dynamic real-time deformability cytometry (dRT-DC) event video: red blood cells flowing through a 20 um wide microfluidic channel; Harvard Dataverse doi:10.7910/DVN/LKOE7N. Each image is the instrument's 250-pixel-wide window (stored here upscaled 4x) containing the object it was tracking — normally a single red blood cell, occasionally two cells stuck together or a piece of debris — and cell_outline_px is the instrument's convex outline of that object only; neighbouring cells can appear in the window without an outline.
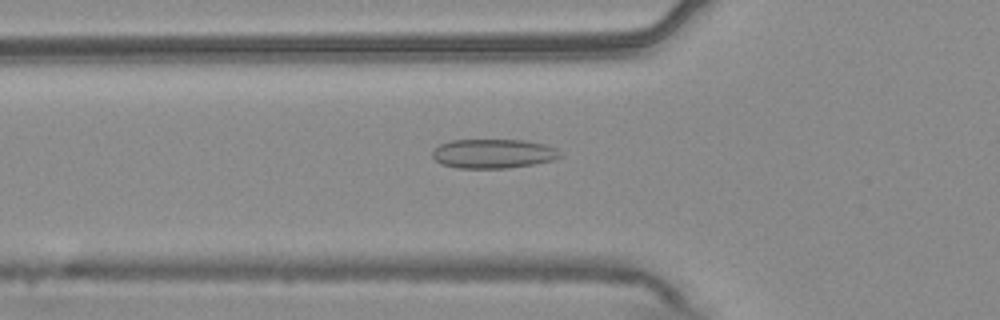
{"species": "common noctule bat (a hibernating species)", "species_latin": "Nyctalus noctula", "temperature_condition": "warm", "stored_images_in_passage": 51, "camera_frame_rate_fps": 3000, "um_per_image_px": 0.085, "animal": {"sex": "male", "body_mass_g": 20.4}, "frame": {"image": 1, "passage_image": 16, "time_ms": 5.0, "image_size_px": [1000, 320], "cell_outline_px": [[564, 156], [556, 160], [508, 168], [456, 168], [440, 164], [432, 156], [432, 152], [440, 144], [452, 140], [524, 140], [544, 144], [556, 148]], "centroid_in_image_um": [41.95, 13.06], "position_along_channel_um": 83.8, "area_um2": 21.91}}
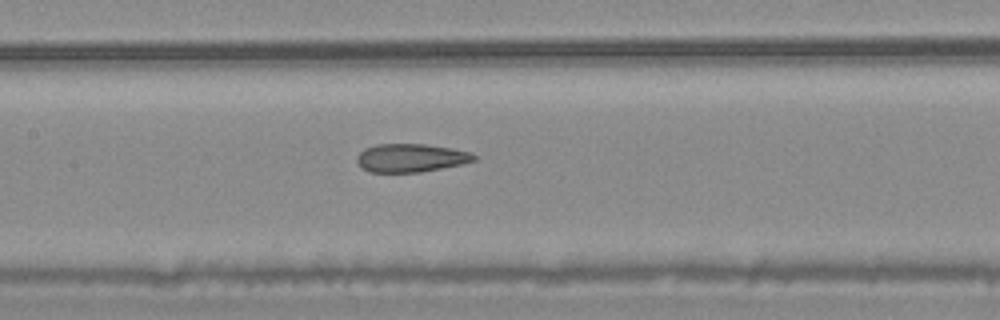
{"frame": {"image": 2, "passage_image": 23, "time_ms": 7.333, "image_size_px": [1000, 320], "cell_outline_px": [[476, 160], [460, 164], [420, 172], [368, 172], [356, 160], [360, 152], [364, 148], [376, 144], [424, 144], [452, 148], [472, 152], [476, 156]], "centroid_in_image_um": [34.93, 13.41], "position_along_channel_um": 172.5, "area_um2": 19.19}}
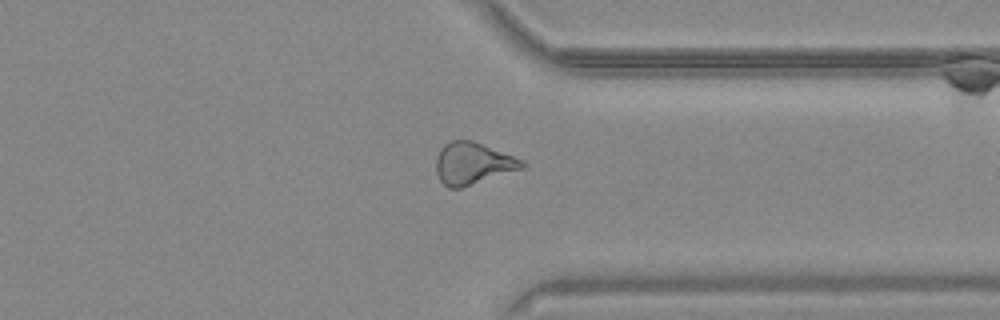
{"frame": {"image": 3, "passage_image": 39, "time_ms": 12.667, "image_size_px": [1000, 320], "cell_outline_px": [[524, 168], [460, 188], [448, 188], [440, 180], [436, 172], [436, 156], [440, 148], [444, 144], [452, 140], [472, 140], [524, 160]], "centroid_in_image_um": [40.16, 13.88], "position_along_channel_um": 371.2, "area_um2": 20.92}, "authors_computed_cell_mechanics": {"area_um2": 20.9236, "velocity_mm_per_s": 3.7451, "shape_relaxation_time_tau1_ms": null, "shape_relaxation_time_tau2_ms": 2.4588, "deformation_change_tau1": null, "deformation_change_tau2": 0.0921}}